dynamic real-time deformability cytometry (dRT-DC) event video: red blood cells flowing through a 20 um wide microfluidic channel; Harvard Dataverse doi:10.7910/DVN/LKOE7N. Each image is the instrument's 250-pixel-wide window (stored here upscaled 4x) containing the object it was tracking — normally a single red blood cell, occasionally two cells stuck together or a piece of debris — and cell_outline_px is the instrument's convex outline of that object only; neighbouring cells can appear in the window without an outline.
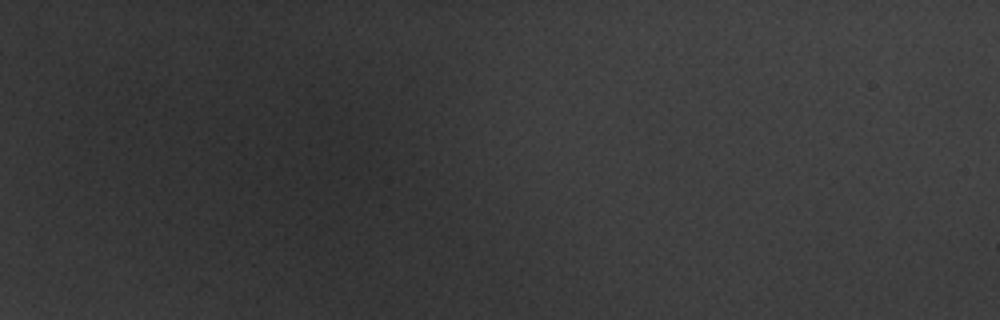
{"species": "common noctule bat (a hibernating species)", "species_latin": "Nyctalus noctula", "temperature_condition": "warm", "stored_images_in_passage": 3, "segment_of_instrument_passage": [2, 2], "camera_frame_rate_fps": 3000, "um_per_image_px": 0.085, "animal": {"sex": "male", "body_mass_g": 20.1, "forearm_length_mm": 53.5}, "frame": {"image": 1, "passage_image": 3, "time_ms": 0.667, "image_size_px": [1000, 320], "cell_outline_px": [[404, 160], [400, 184], [388, 184], [344, 176], [336, 172], [336, 160], [368, 144], [376, 144]], "centroid_in_image_um": [31.59, 14.04], "position_along_channel_um": 53.4, "area_um2": 13.99}}